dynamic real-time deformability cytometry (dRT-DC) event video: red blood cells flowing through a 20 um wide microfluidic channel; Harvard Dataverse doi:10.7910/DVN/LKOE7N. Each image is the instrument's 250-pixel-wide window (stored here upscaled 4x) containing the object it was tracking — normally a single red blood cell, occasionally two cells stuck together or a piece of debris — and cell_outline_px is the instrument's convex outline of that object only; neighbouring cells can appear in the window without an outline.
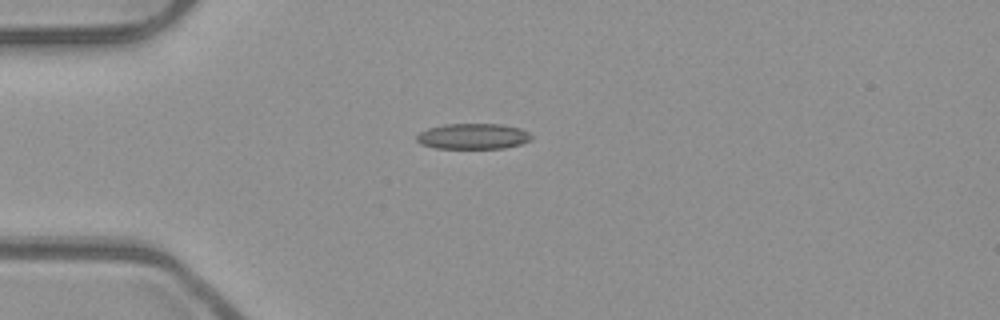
{"species": "common noctule bat (a hibernating species)", "species_latin": "Nyctalus noctula", "temperature_condition": "room temperature", "stored_images_in_passage": 40, "camera_frame_rate_fps": 3000, "um_per_image_px": 0.085, "animal": {"sex": "male", "body_mass_g": 23.1, "forearm_length_mm": 52.7}, "frame": {"image": 1, "passage_image": 1, "time_ms": 0.0, "image_size_px": [1000, 320], "cell_outline_px": [[532, 140], [520, 144], [504, 148], [436, 148], [420, 144], [416, 140], [416, 136], [420, 132], [428, 128], [444, 124], [500, 124], [520, 128], [528, 132], [532, 136]], "centroid_in_image_um": [40.2, 11.58], "position_along_channel_um": 44.8, "area_um2": 17.17}}
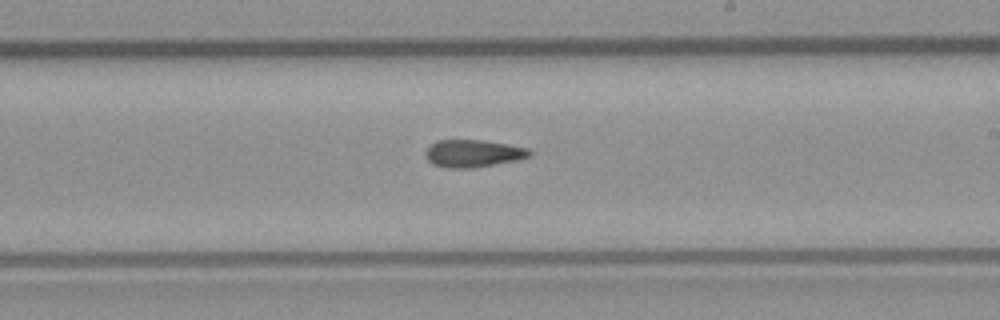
{"frame": {"image": 2, "passage_image": 18, "time_ms": 5.667, "image_size_px": [1000, 320], "cell_outline_px": [[532, 156], [516, 160], [476, 168], [448, 168], [432, 164], [428, 160], [424, 152], [436, 140], [480, 140], [508, 144], [528, 148], [532, 152]], "centroid_in_image_um": [40.23, 13.05], "position_along_channel_um": 248.8, "area_um2": 16.7}}
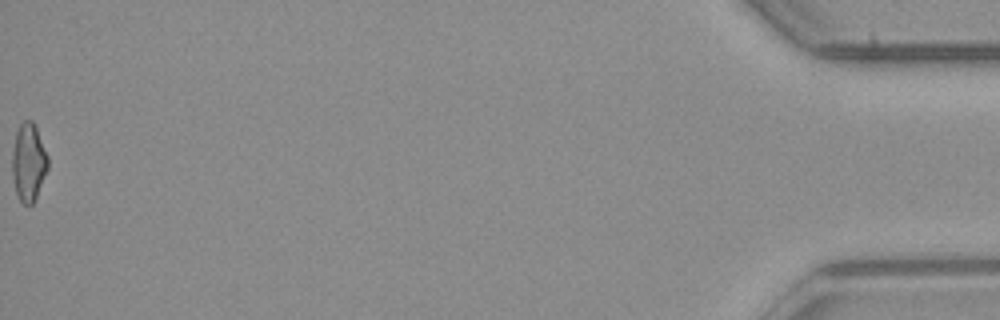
{"frame": {"image": 3, "passage_image": 40, "time_ms": 13.0, "image_size_px": [1000, 320], "cell_outline_px": [[48, 168], [36, 200], [32, 204], [24, 204], [20, 200], [16, 192], [12, 176], [12, 152], [16, 132], [20, 124], [24, 120], [32, 120], [36, 128], [48, 156]], "centroid_in_image_um": [2.43, 13.81], "position_along_channel_um": 432.8, "area_um2": 16.24}, "authors_computed_cell_mechanics": {"area_um2": 16.3863, "velocity_mm_per_s": 3.9566, "shape_relaxation_time_tau1_ms": null, "shape_relaxation_time_tau2_ms": 7.3115, "deformation_change_tau1": null, "deformation_change_tau2": 0.1724}}